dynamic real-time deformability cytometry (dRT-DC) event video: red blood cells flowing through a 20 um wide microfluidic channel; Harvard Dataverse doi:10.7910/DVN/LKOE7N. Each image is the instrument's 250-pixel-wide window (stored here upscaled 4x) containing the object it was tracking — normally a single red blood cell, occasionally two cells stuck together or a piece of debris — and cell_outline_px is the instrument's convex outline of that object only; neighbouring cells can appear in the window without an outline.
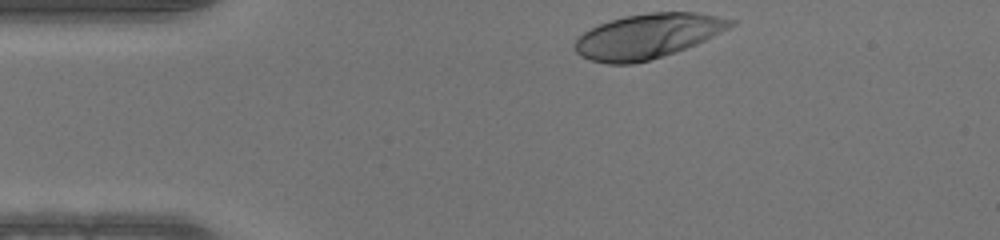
{"species": "human", "species_latin": "Homo sapiens", "temperature_condition": "warm", "stored_images_in_passage": 32, "camera_frame_rate_fps": 3000, "um_per_image_px": 0.085, "donor": {"sex": "male"}, "frame": {"image": 1, "passage_image": 1, "time_ms": 0.0, "image_size_px": [1000, 240], "cell_outline_px": [[736, 24], [696, 44], [676, 52], [648, 60], [632, 64], [608, 64], [592, 60], [580, 56], [572, 48], [572, 44], [576, 36], [600, 24], [624, 16], [652, 12], [696, 12], [736, 20]], "centroid_in_image_um": [55.0, 3.07], "position_along_channel_um": 30.0, "area_um2": 40.46}}
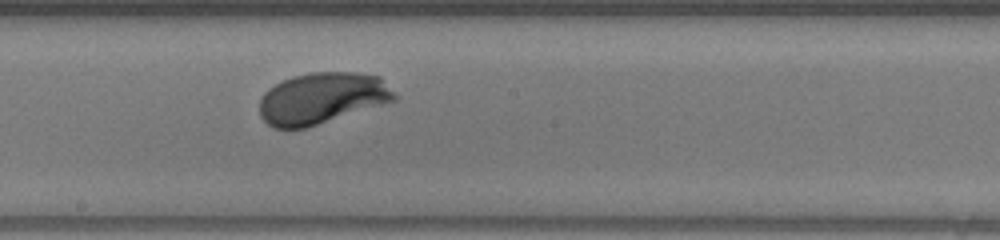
{"frame": {"image": 2, "passage_image": 19, "time_ms": 6.0, "image_size_px": [1000, 240], "cell_outline_px": [[396, 100], [308, 128], [272, 128], [260, 116], [260, 100], [264, 92], [268, 88], [292, 76], [312, 72], [356, 72], [380, 76], [396, 96]], "centroid_in_image_um": [27.35, 8.35], "position_along_channel_um": 220.9, "area_um2": 40.4}}
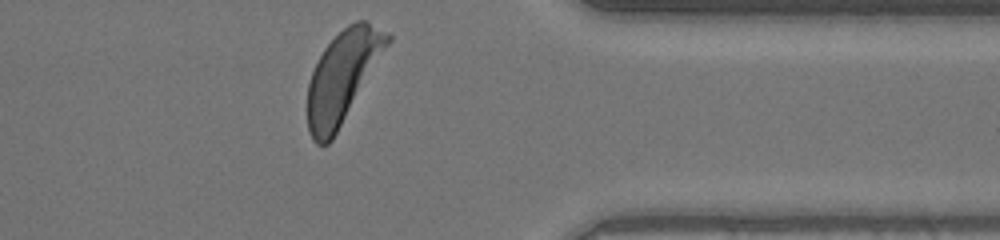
{"frame": {"image": 3, "passage_image": 32, "time_ms": 10.333, "image_size_px": [1000, 240], "cell_outline_px": [[392, 40], [332, 140], [328, 144], [316, 144], [312, 140], [308, 128], [308, 84], [312, 72], [324, 48], [348, 24], [356, 20], [368, 20], [392, 32]], "centroid_in_image_um": [29.17, 6.47], "position_along_channel_um": 382.2, "area_um2": 42.37}}